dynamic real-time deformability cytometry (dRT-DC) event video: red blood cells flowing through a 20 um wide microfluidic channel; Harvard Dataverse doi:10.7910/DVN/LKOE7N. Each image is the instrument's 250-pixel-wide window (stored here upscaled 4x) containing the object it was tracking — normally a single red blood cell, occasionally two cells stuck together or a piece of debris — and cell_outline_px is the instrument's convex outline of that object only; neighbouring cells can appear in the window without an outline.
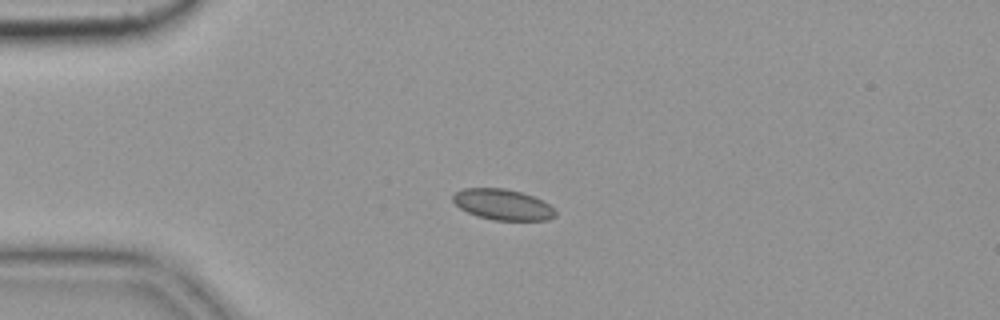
{"species": "common noctule bat (a hibernating species)", "species_latin": "Nyctalus noctula", "temperature_condition": "cold", "stored_images_in_passage": 7, "camera_frame_rate_fps": 3000, "um_per_image_px": 0.085, "animal": {"sex": "female", "body_mass_g": 19.9}, "frame": {"image": 1, "passage_image": 5, "time_ms": 1.333, "image_size_px": [1000, 320], "cell_outline_px": [[556, 216], [548, 220], [492, 220], [476, 216], [460, 208], [452, 200], [452, 196], [456, 192], [464, 188], [504, 188], [520, 192], [532, 196], [548, 204], [556, 212]], "centroid_in_image_um": [42.71, 17.39], "position_along_channel_um": 42.3, "area_um2": 18.26}}
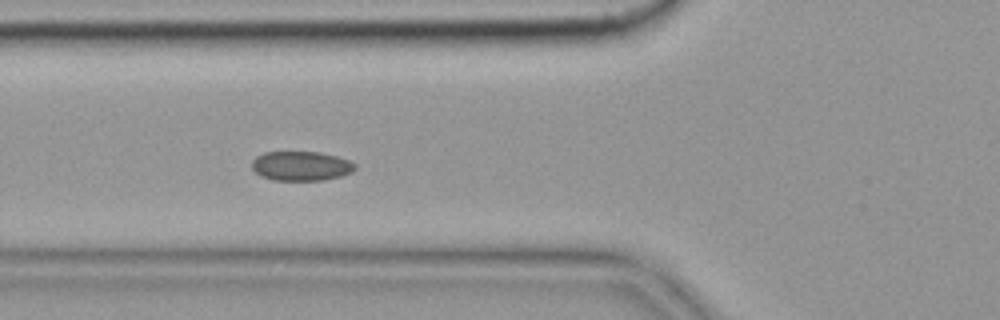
{"frame": {"image": 2, "passage_image": 7, "time_ms": 2.0, "image_size_px": [1000, 320], "cell_outline_px": [[356, 168], [352, 172], [340, 176], [324, 180], [272, 180], [260, 176], [252, 168], [252, 160], [256, 156], [264, 152], [320, 152], [336, 156], [348, 160], [356, 164]], "centroid_in_image_um": [25.58, 14.11], "position_along_channel_um": 100.2, "area_um2": 17.74}}